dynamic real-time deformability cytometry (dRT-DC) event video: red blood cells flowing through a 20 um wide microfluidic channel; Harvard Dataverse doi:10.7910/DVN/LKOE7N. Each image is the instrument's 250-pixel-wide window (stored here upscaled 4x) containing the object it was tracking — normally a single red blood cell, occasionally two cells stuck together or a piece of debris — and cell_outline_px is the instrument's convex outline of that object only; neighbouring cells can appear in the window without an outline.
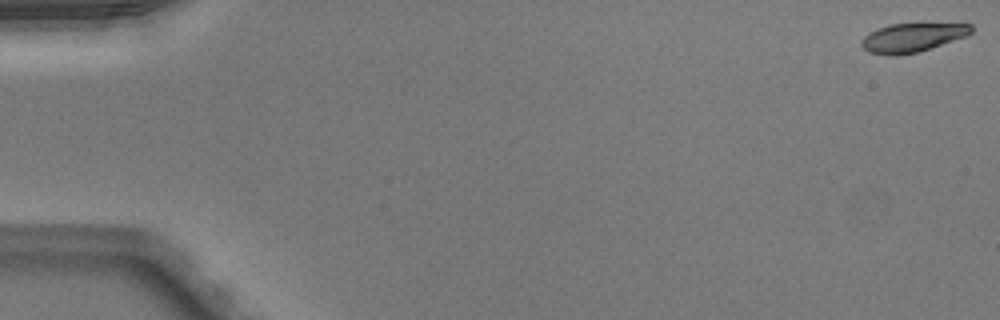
{"species": "Egyptian fruit bat (a non-hibernating species)", "species_latin": "Rousettus aegyptiacus", "temperature_condition": "warm", "stored_images_in_passage": 51, "camera_frame_rate_fps": 3000, "um_per_image_px": 0.085, "animal": {"sex": "male"}, "frame": {"image": 1, "passage_image": 1, "time_ms": 0.0, "image_size_px": [1000, 320], "cell_outline_px": [[972, 32], [968, 36], [920, 52], [896, 56], [888, 56], [868, 52], [860, 44], [860, 40], [864, 36], [876, 28], [888, 24], [924, 20], [972, 24]], "centroid_in_image_um": [77.6, 3.13], "position_along_channel_um": 7.4, "area_um2": 19.94}}
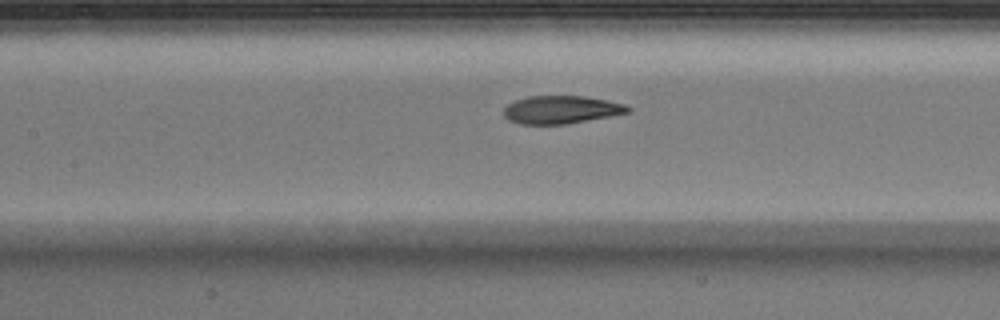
{"frame": {"image": 2, "passage_image": 24, "time_ms": 7.667, "image_size_px": [1000, 320], "cell_outline_px": [[632, 112], [568, 124], [520, 124], [508, 120], [504, 116], [504, 108], [508, 104], [516, 100], [528, 96], [584, 96], [608, 100], [624, 104], [632, 108]], "centroid_in_image_um": [47.73, 9.32], "position_along_channel_um": 159.7, "area_um2": 20.35}}
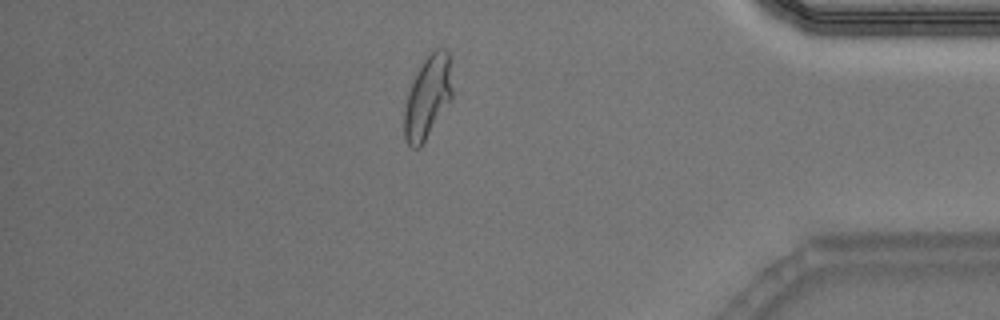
{"frame": {"image": 3, "passage_image": 44, "time_ms": 14.333, "image_size_px": [1000, 320], "cell_outline_px": [[452, 100], [420, 148], [412, 148], [404, 140], [404, 112], [408, 92], [412, 80], [424, 60], [436, 48], [444, 48], [448, 52], [452, 92]], "centroid_in_image_um": [36.34, 8.31], "position_along_channel_um": 398.9, "area_um2": 23.06}, "authors_computed_cell_mechanics": {"area_um2": 21.097, "velocity_mm_per_s": 4.0566, "shape_relaxation_time_tau1_ms": 4.429, "shape_relaxation_time_tau2_ms": 1.3234, "deformation_change_tau1": 0.2039, "deformation_change_tau2": 0.0549}}